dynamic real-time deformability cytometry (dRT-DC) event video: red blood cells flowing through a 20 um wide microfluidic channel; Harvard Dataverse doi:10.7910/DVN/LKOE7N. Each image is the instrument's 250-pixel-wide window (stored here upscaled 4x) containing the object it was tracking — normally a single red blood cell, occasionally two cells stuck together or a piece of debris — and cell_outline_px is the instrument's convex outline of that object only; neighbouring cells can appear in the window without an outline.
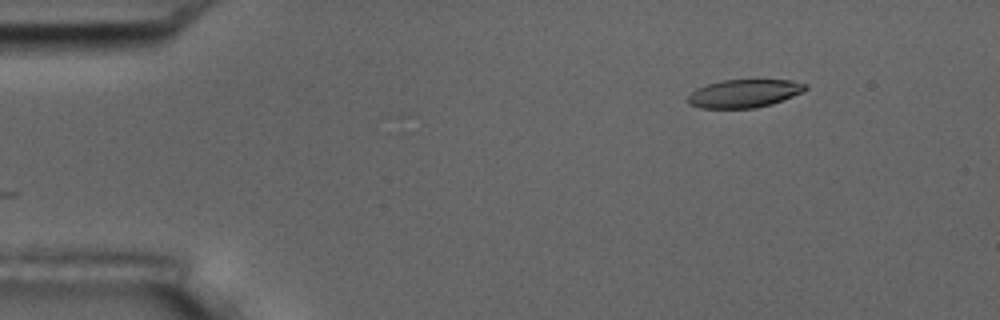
{"species": "common noctule bat (a hibernating species)", "species_latin": "Nyctalus noctula", "temperature_condition": "room temperature", "stored_images_in_passage": 3, "camera_frame_rate_fps": 3000, "um_per_image_px": 0.085, "animal": {"sex": "male", "body_mass_g": 17.5, "forearm_length_mm": 52.3}, "frame": {"image": 1, "passage_image": 3, "time_ms": 2.0, "image_size_px": [1000, 320], "cell_outline_px": [[808, 88], [804, 92], [772, 104], [756, 108], [700, 108], [688, 104], [688, 96], [696, 88], [720, 80], [792, 80], [808, 84]], "centroid_in_image_um": [63.28, 7.94], "position_along_channel_um": 21.7, "area_um2": 19.42}}